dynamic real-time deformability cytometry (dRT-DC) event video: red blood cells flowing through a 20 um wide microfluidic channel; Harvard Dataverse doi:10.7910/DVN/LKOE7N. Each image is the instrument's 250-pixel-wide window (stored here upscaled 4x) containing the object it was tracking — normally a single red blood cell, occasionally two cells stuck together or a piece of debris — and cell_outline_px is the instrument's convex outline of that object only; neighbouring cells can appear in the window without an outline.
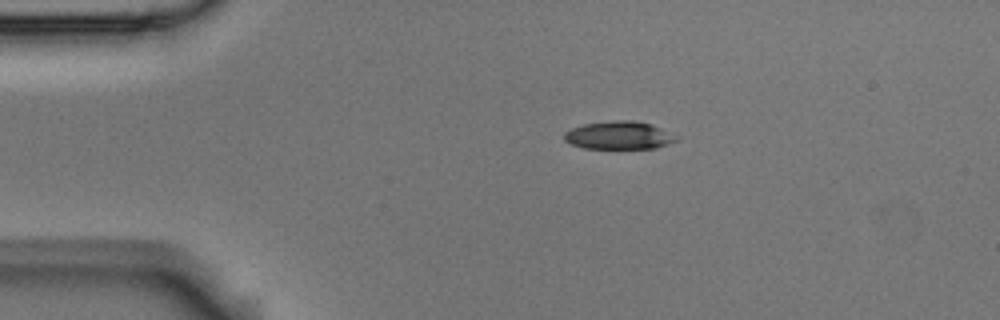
{"species": "Egyptian fruit bat (a non-hibernating species)", "species_latin": "Rousettus aegyptiacus", "temperature_condition": "room temperature", "stored_images_in_passage": 13, "camera_frame_rate_fps": 3000, "um_per_image_px": 0.085, "animal": {"sex": "male"}, "frame": {"image": 1, "passage_image": 2, "time_ms": 0.333, "image_size_px": [1000, 320], "cell_outline_px": [[680, 136], [676, 140], [656, 148], [584, 148], [572, 144], [564, 140], [564, 132], [572, 128], [584, 124], [612, 120], [636, 120], [652, 124]], "centroid_in_image_um": [52.63, 11.49], "position_along_channel_um": 32.4, "area_um2": 18.32}}
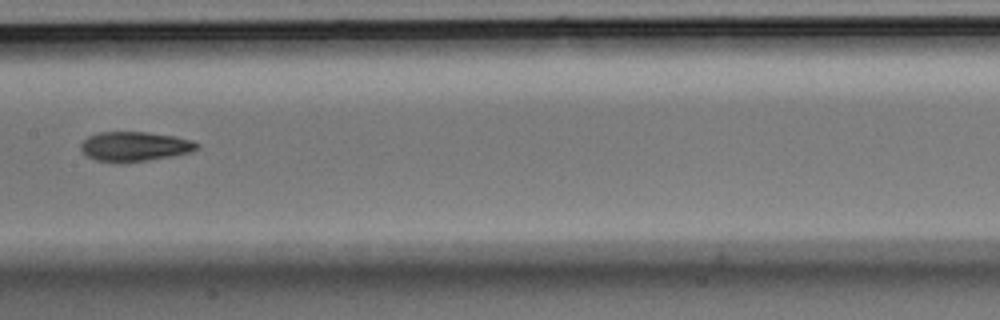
{"frame": {"image": 2, "passage_image": 6, "time_ms": 1.667, "image_size_px": [1000, 320], "cell_outline_px": [[200, 148], [192, 152], [172, 156], [148, 160], [120, 164], [96, 160], [88, 156], [80, 148], [80, 144], [88, 136], [100, 132], [148, 132], [172, 136], [192, 140], [200, 144]], "centroid_in_image_um": [11.46, 12.46], "position_along_channel_um": 195.9, "area_um2": 20.23}}
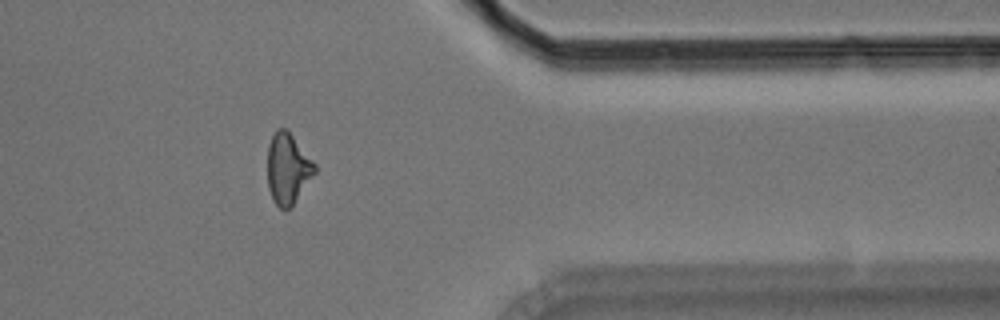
{"frame": {"image": 3, "passage_image": 11, "time_ms": 3.333, "image_size_px": [1000, 320], "cell_outline_px": [[316, 172], [292, 204], [284, 212], [272, 200], [268, 188], [268, 144], [276, 128], [288, 128], [316, 164]], "centroid_in_image_um": [24.46, 14.29], "position_along_channel_um": 386.9, "area_um2": 19.59}}